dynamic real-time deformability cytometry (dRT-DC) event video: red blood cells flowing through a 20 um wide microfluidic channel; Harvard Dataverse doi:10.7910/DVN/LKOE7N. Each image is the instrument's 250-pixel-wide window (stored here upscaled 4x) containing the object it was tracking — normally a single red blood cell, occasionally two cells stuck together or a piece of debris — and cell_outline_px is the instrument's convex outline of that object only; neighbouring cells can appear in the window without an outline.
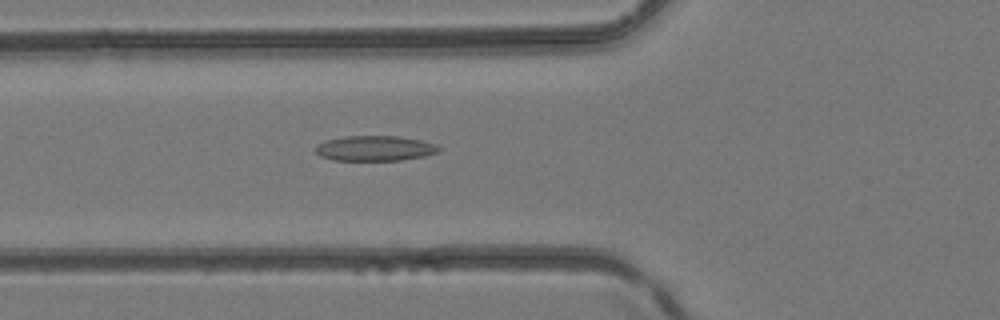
{"species": "common noctule bat (a hibernating species)", "species_latin": "Nyctalus noctula", "temperature_condition": "room temperature", "stored_images_in_passage": 42, "camera_frame_rate_fps": 3000, "um_per_image_px": 0.085, "animal": {"sex": "female", "body_mass_g": 24.6, "forearm_length_mm": 56.2}, "frame": {"image": 1, "passage_image": 16, "time_ms": 5.0, "image_size_px": [1000, 320], "cell_outline_px": [[440, 148], [436, 152], [424, 156], [400, 160], [332, 160], [320, 156], [316, 152], [316, 144], [324, 140], [344, 136], [400, 136], [420, 140], [436, 144]], "centroid_in_image_um": [31.81, 12.6], "position_along_channel_um": 94.0, "area_um2": 18.09}}
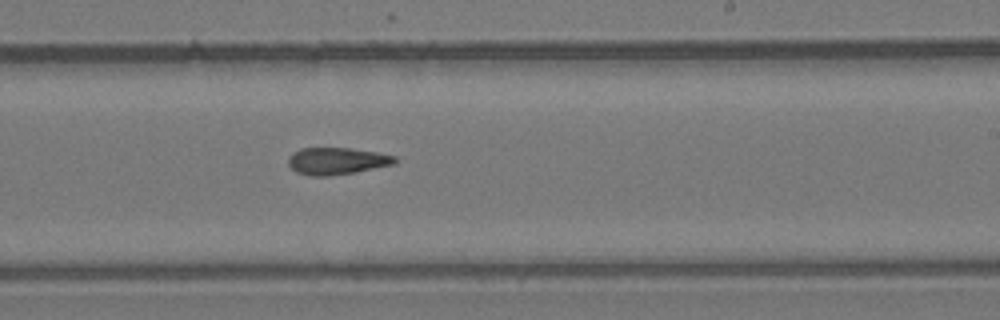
{"frame": {"image": 2, "passage_image": 26, "time_ms": 8.333, "image_size_px": [1000, 320], "cell_outline_px": [[400, 160], [396, 164], [356, 172], [328, 176], [308, 176], [296, 172], [288, 164], [288, 156], [292, 152], [300, 148], [352, 148], [376, 152], [396, 156]], "centroid_in_image_um": [28.65, 13.68], "position_along_channel_um": 260.4, "area_um2": 17.11}}
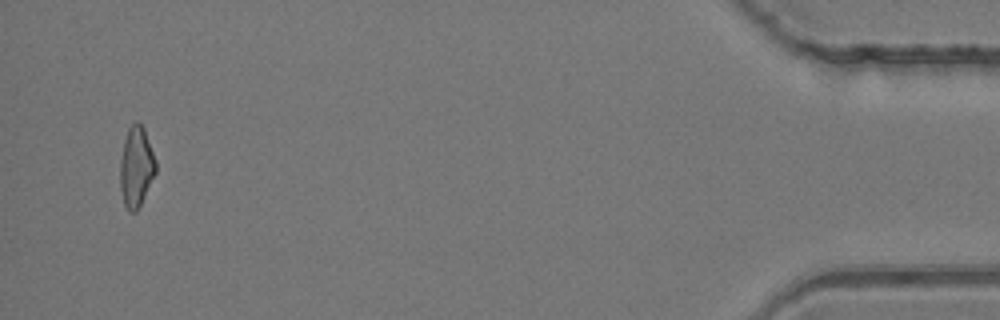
{"frame": {"image": 3, "passage_image": 41, "time_ms": 13.333, "image_size_px": [1000, 320], "cell_outline_px": [[156, 172], [136, 212], [128, 212], [124, 204], [120, 188], [120, 160], [124, 140], [128, 128], [136, 120], [144, 128], [156, 160]], "centroid_in_image_um": [11.57, 14.17], "position_along_channel_um": 423.6, "area_um2": 16.65}}